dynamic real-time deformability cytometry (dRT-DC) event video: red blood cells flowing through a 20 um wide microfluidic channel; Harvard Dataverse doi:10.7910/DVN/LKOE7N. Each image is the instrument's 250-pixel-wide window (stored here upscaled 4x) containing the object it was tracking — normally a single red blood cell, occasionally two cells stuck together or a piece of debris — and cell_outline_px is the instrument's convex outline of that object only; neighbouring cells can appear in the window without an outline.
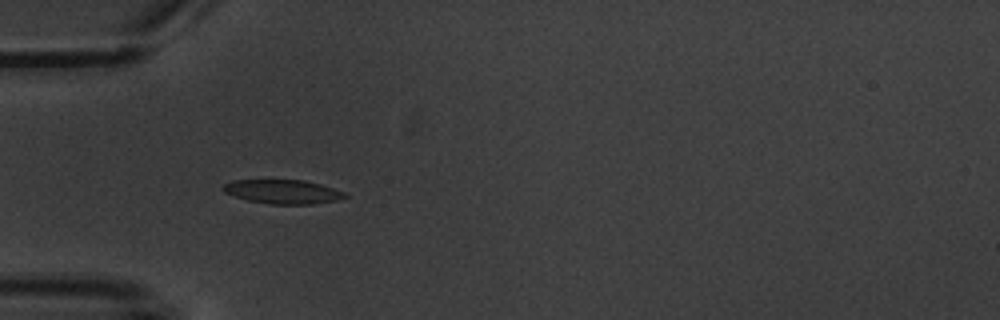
{"species": "common noctule bat (a hibernating species)", "species_latin": "Nyctalus noctula", "temperature_condition": "warm", "stored_images_in_passage": 4, "camera_frame_rate_fps": 3000, "um_per_image_px": 0.085, "animal": {"sex": "male", "body_mass_g": 20.1, "forearm_length_mm": 53.5}, "frame": {"image": 1, "passage_image": 4, "time_ms": 4.0, "image_size_px": [1000, 320], "cell_outline_px": [[348, 196], [336, 200], [312, 204], [268, 204], [248, 200], [224, 192], [220, 188], [224, 184], [236, 180], [304, 180], [320, 184], [344, 192]], "centroid_in_image_um": [24.02, 16.29], "position_along_channel_um": 61.0, "area_um2": 16.88}}